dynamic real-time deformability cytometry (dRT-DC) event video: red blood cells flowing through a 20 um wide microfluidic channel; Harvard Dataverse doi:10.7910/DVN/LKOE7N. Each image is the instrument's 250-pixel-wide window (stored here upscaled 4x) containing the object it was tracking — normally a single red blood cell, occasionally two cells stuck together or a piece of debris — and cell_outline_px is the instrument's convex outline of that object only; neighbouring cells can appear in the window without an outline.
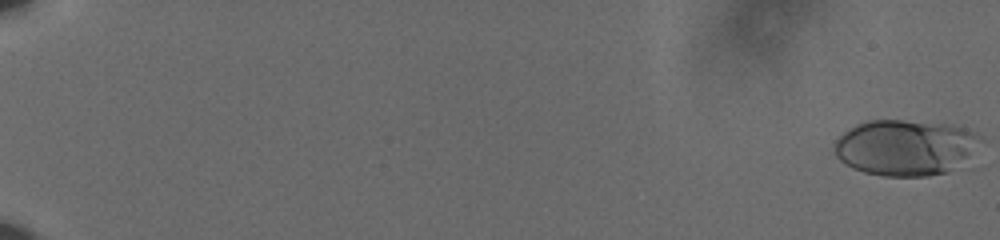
{"species": "human", "species_latin": "Homo sapiens", "temperature_condition": "cold", "stored_images_in_passage": 61, "camera_frame_rate_fps": 3000, "um_per_image_px": 0.085, "donor": {"sex": "male"}, "frame": {"image": 1, "passage_image": 1, "time_ms": 0.0, "image_size_px": [1000, 240], "cell_outline_px": [[972, 136], [968, 152], [948, 172], [928, 176], [884, 176], [864, 172], [852, 168], [844, 164], [836, 156], [836, 140], [844, 132], [856, 124], [868, 120], [900, 120], [952, 124], [964, 128], [972, 132]], "centroid_in_image_um": [76.76, 12.53], "position_along_channel_um": 8.2, "area_um2": 45.84}}
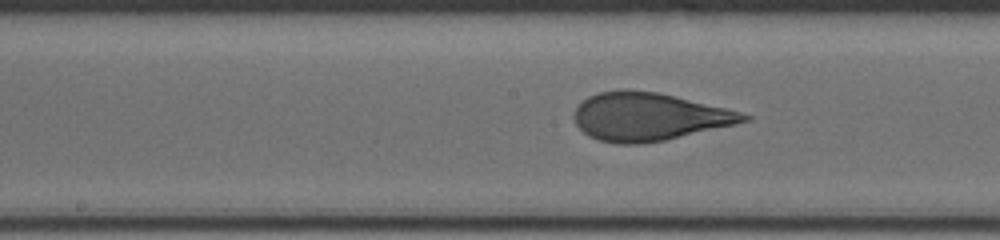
{"frame": {"image": 2, "passage_image": 35, "time_ms": 11.333, "image_size_px": [1000, 240], "cell_outline_px": [[752, 120], [664, 140], [644, 144], [616, 144], [600, 140], [588, 136], [576, 124], [572, 116], [576, 108], [588, 96], [596, 92], [624, 88], [628, 88], [656, 92], [724, 108], [740, 112], [752, 116]], "centroid_in_image_um": [55.08, 9.91], "position_along_channel_um": 193.1, "area_um2": 47.22}}
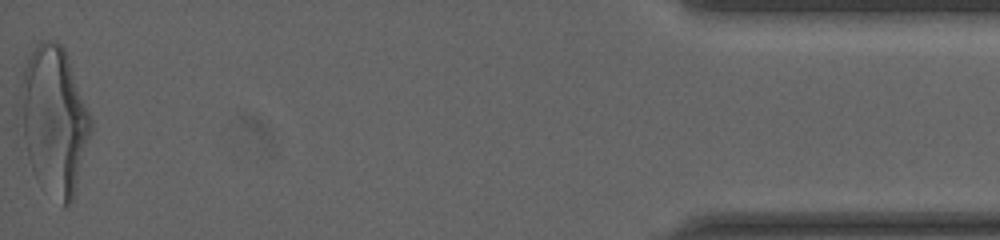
{"frame": {"image": 3, "passage_image": 61, "time_ms": 20.0, "image_size_px": [1000, 240], "cell_outline_px": [[92, 128], [76, 188], [72, 200], [68, 208], [64, 208], [28, 156], [16, 124], [16, 112], [20, 84], [24, 68], [28, 56], [36, 44], [40, 40], [56, 40], [64, 48], [92, 120]], "centroid_in_image_um": [4.55, 10.08], "position_along_channel_um": 430.7, "area_um2": 60.17}, "authors_computed_cell_mechanics": {"area_um2": 46.7602, "velocity_mm_per_s": 3.6186, "shape_relaxation_time_tau1_ms": 4.6005, "shape_relaxation_time_tau2_ms": null, "deformation_change_tau1": 0.189, "deformation_change_tau2": null}}